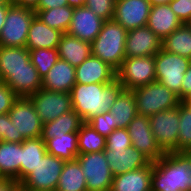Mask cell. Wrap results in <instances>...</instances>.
<instances>
[{
    "label": "cell",
    "mask_w": 191,
    "mask_h": 191,
    "mask_svg": "<svg viewBox=\"0 0 191 191\" xmlns=\"http://www.w3.org/2000/svg\"><path fill=\"white\" fill-rule=\"evenodd\" d=\"M30 60L36 68L39 76L43 79L48 71L54 66L59 59L57 48L45 49L39 48L29 50Z\"/></svg>",
    "instance_id": "36"
},
{
    "label": "cell",
    "mask_w": 191,
    "mask_h": 191,
    "mask_svg": "<svg viewBox=\"0 0 191 191\" xmlns=\"http://www.w3.org/2000/svg\"><path fill=\"white\" fill-rule=\"evenodd\" d=\"M169 5L182 24L191 20V0H172Z\"/></svg>",
    "instance_id": "40"
},
{
    "label": "cell",
    "mask_w": 191,
    "mask_h": 191,
    "mask_svg": "<svg viewBox=\"0 0 191 191\" xmlns=\"http://www.w3.org/2000/svg\"><path fill=\"white\" fill-rule=\"evenodd\" d=\"M47 153L42 138H29L21 143V182L34 170Z\"/></svg>",
    "instance_id": "29"
},
{
    "label": "cell",
    "mask_w": 191,
    "mask_h": 191,
    "mask_svg": "<svg viewBox=\"0 0 191 191\" xmlns=\"http://www.w3.org/2000/svg\"><path fill=\"white\" fill-rule=\"evenodd\" d=\"M151 131L158 145L165 152H177L179 136V105L149 117Z\"/></svg>",
    "instance_id": "11"
},
{
    "label": "cell",
    "mask_w": 191,
    "mask_h": 191,
    "mask_svg": "<svg viewBox=\"0 0 191 191\" xmlns=\"http://www.w3.org/2000/svg\"><path fill=\"white\" fill-rule=\"evenodd\" d=\"M179 116L177 152H191V106L185 101L179 103Z\"/></svg>",
    "instance_id": "35"
},
{
    "label": "cell",
    "mask_w": 191,
    "mask_h": 191,
    "mask_svg": "<svg viewBox=\"0 0 191 191\" xmlns=\"http://www.w3.org/2000/svg\"><path fill=\"white\" fill-rule=\"evenodd\" d=\"M161 48L167 52L191 59V29L182 24L162 40Z\"/></svg>",
    "instance_id": "32"
},
{
    "label": "cell",
    "mask_w": 191,
    "mask_h": 191,
    "mask_svg": "<svg viewBox=\"0 0 191 191\" xmlns=\"http://www.w3.org/2000/svg\"><path fill=\"white\" fill-rule=\"evenodd\" d=\"M68 5L67 0H40L36 10H49Z\"/></svg>",
    "instance_id": "43"
},
{
    "label": "cell",
    "mask_w": 191,
    "mask_h": 191,
    "mask_svg": "<svg viewBox=\"0 0 191 191\" xmlns=\"http://www.w3.org/2000/svg\"><path fill=\"white\" fill-rule=\"evenodd\" d=\"M83 123L82 118L72 109L58 116L53 121L45 122L43 124L41 138L46 142L56 136L78 132Z\"/></svg>",
    "instance_id": "27"
},
{
    "label": "cell",
    "mask_w": 191,
    "mask_h": 191,
    "mask_svg": "<svg viewBox=\"0 0 191 191\" xmlns=\"http://www.w3.org/2000/svg\"><path fill=\"white\" fill-rule=\"evenodd\" d=\"M187 25L190 27L191 29V20L187 23Z\"/></svg>",
    "instance_id": "53"
},
{
    "label": "cell",
    "mask_w": 191,
    "mask_h": 191,
    "mask_svg": "<svg viewBox=\"0 0 191 191\" xmlns=\"http://www.w3.org/2000/svg\"><path fill=\"white\" fill-rule=\"evenodd\" d=\"M18 97H28L42 88L37 70H20L11 73L4 81Z\"/></svg>",
    "instance_id": "26"
},
{
    "label": "cell",
    "mask_w": 191,
    "mask_h": 191,
    "mask_svg": "<svg viewBox=\"0 0 191 191\" xmlns=\"http://www.w3.org/2000/svg\"><path fill=\"white\" fill-rule=\"evenodd\" d=\"M0 178L21 183V143L0 141Z\"/></svg>",
    "instance_id": "24"
},
{
    "label": "cell",
    "mask_w": 191,
    "mask_h": 191,
    "mask_svg": "<svg viewBox=\"0 0 191 191\" xmlns=\"http://www.w3.org/2000/svg\"><path fill=\"white\" fill-rule=\"evenodd\" d=\"M35 13L49 27L66 33L72 21L74 8L66 5L49 10H35Z\"/></svg>",
    "instance_id": "33"
},
{
    "label": "cell",
    "mask_w": 191,
    "mask_h": 191,
    "mask_svg": "<svg viewBox=\"0 0 191 191\" xmlns=\"http://www.w3.org/2000/svg\"><path fill=\"white\" fill-rule=\"evenodd\" d=\"M152 162L145 167L113 176L110 191H151Z\"/></svg>",
    "instance_id": "23"
},
{
    "label": "cell",
    "mask_w": 191,
    "mask_h": 191,
    "mask_svg": "<svg viewBox=\"0 0 191 191\" xmlns=\"http://www.w3.org/2000/svg\"><path fill=\"white\" fill-rule=\"evenodd\" d=\"M116 128H127L137 115L136 99L131 90H123L109 109Z\"/></svg>",
    "instance_id": "28"
},
{
    "label": "cell",
    "mask_w": 191,
    "mask_h": 191,
    "mask_svg": "<svg viewBox=\"0 0 191 191\" xmlns=\"http://www.w3.org/2000/svg\"><path fill=\"white\" fill-rule=\"evenodd\" d=\"M8 114L13 122L15 143H23L25 139L41 137L43 123L28 97H18Z\"/></svg>",
    "instance_id": "5"
},
{
    "label": "cell",
    "mask_w": 191,
    "mask_h": 191,
    "mask_svg": "<svg viewBox=\"0 0 191 191\" xmlns=\"http://www.w3.org/2000/svg\"><path fill=\"white\" fill-rule=\"evenodd\" d=\"M182 25L168 4L152 5L147 21L149 27L161 40Z\"/></svg>",
    "instance_id": "22"
},
{
    "label": "cell",
    "mask_w": 191,
    "mask_h": 191,
    "mask_svg": "<svg viewBox=\"0 0 191 191\" xmlns=\"http://www.w3.org/2000/svg\"><path fill=\"white\" fill-rule=\"evenodd\" d=\"M151 5H157V4H168L172 0H148Z\"/></svg>",
    "instance_id": "50"
},
{
    "label": "cell",
    "mask_w": 191,
    "mask_h": 191,
    "mask_svg": "<svg viewBox=\"0 0 191 191\" xmlns=\"http://www.w3.org/2000/svg\"><path fill=\"white\" fill-rule=\"evenodd\" d=\"M123 90L117 79L111 83H76L70 91L72 109L83 122H88L94 116L108 112Z\"/></svg>",
    "instance_id": "1"
},
{
    "label": "cell",
    "mask_w": 191,
    "mask_h": 191,
    "mask_svg": "<svg viewBox=\"0 0 191 191\" xmlns=\"http://www.w3.org/2000/svg\"><path fill=\"white\" fill-rule=\"evenodd\" d=\"M79 154L104 151L106 137L100 135L89 123L84 122L77 132Z\"/></svg>",
    "instance_id": "34"
},
{
    "label": "cell",
    "mask_w": 191,
    "mask_h": 191,
    "mask_svg": "<svg viewBox=\"0 0 191 191\" xmlns=\"http://www.w3.org/2000/svg\"><path fill=\"white\" fill-rule=\"evenodd\" d=\"M132 145L126 128H116L106 137V149L128 148Z\"/></svg>",
    "instance_id": "39"
},
{
    "label": "cell",
    "mask_w": 191,
    "mask_h": 191,
    "mask_svg": "<svg viewBox=\"0 0 191 191\" xmlns=\"http://www.w3.org/2000/svg\"><path fill=\"white\" fill-rule=\"evenodd\" d=\"M154 60L156 81L177 94L181 101L182 81L184 73L191 65V59L167 52L161 48L154 55Z\"/></svg>",
    "instance_id": "6"
},
{
    "label": "cell",
    "mask_w": 191,
    "mask_h": 191,
    "mask_svg": "<svg viewBox=\"0 0 191 191\" xmlns=\"http://www.w3.org/2000/svg\"><path fill=\"white\" fill-rule=\"evenodd\" d=\"M57 50L59 58L67 61L73 67L79 66L92 54L91 43L78 39L68 33H63Z\"/></svg>",
    "instance_id": "25"
},
{
    "label": "cell",
    "mask_w": 191,
    "mask_h": 191,
    "mask_svg": "<svg viewBox=\"0 0 191 191\" xmlns=\"http://www.w3.org/2000/svg\"><path fill=\"white\" fill-rule=\"evenodd\" d=\"M126 129L132 146L144 154L151 162H156L165 154L154 138L149 117L137 114Z\"/></svg>",
    "instance_id": "13"
},
{
    "label": "cell",
    "mask_w": 191,
    "mask_h": 191,
    "mask_svg": "<svg viewBox=\"0 0 191 191\" xmlns=\"http://www.w3.org/2000/svg\"><path fill=\"white\" fill-rule=\"evenodd\" d=\"M104 21L85 6L74 8L72 21L66 33L92 43L100 33Z\"/></svg>",
    "instance_id": "17"
},
{
    "label": "cell",
    "mask_w": 191,
    "mask_h": 191,
    "mask_svg": "<svg viewBox=\"0 0 191 191\" xmlns=\"http://www.w3.org/2000/svg\"><path fill=\"white\" fill-rule=\"evenodd\" d=\"M75 84V67L60 58L42 79V88L56 92L70 93Z\"/></svg>",
    "instance_id": "20"
},
{
    "label": "cell",
    "mask_w": 191,
    "mask_h": 191,
    "mask_svg": "<svg viewBox=\"0 0 191 191\" xmlns=\"http://www.w3.org/2000/svg\"><path fill=\"white\" fill-rule=\"evenodd\" d=\"M113 176L124 174L145 166L151 161L132 145L128 148L104 149Z\"/></svg>",
    "instance_id": "16"
},
{
    "label": "cell",
    "mask_w": 191,
    "mask_h": 191,
    "mask_svg": "<svg viewBox=\"0 0 191 191\" xmlns=\"http://www.w3.org/2000/svg\"><path fill=\"white\" fill-rule=\"evenodd\" d=\"M8 1H10V0H0V5L5 4Z\"/></svg>",
    "instance_id": "51"
},
{
    "label": "cell",
    "mask_w": 191,
    "mask_h": 191,
    "mask_svg": "<svg viewBox=\"0 0 191 191\" xmlns=\"http://www.w3.org/2000/svg\"><path fill=\"white\" fill-rule=\"evenodd\" d=\"M87 123H89L100 135L105 137L116 129V123L109 111L94 116Z\"/></svg>",
    "instance_id": "38"
},
{
    "label": "cell",
    "mask_w": 191,
    "mask_h": 191,
    "mask_svg": "<svg viewBox=\"0 0 191 191\" xmlns=\"http://www.w3.org/2000/svg\"><path fill=\"white\" fill-rule=\"evenodd\" d=\"M76 160L83 170L87 191H110L113 174L104 151L79 154Z\"/></svg>",
    "instance_id": "10"
},
{
    "label": "cell",
    "mask_w": 191,
    "mask_h": 191,
    "mask_svg": "<svg viewBox=\"0 0 191 191\" xmlns=\"http://www.w3.org/2000/svg\"><path fill=\"white\" fill-rule=\"evenodd\" d=\"M127 30L116 21H104L100 33L91 43L92 55L109 64L116 71L125 56Z\"/></svg>",
    "instance_id": "3"
},
{
    "label": "cell",
    "mask_w": 191,
    "mask_h": 191,
    "mask_svg": "<svg viewBox=\"0 0 191 191\" xmlns=\"http://www.w3.org/2000/svg\"><path fill=\"white\" fill-rule=\"evenodd\" d=\"M55 191H87L83 170L76 159L65 161Z\"/></svg>",
    "instance_id": "31"
},
{
    "label": "cell",
    "mask_w": 191,
    "mask_h": 191,
    "mask_svg": "<svg viewBox=\"0 0 191 191\" xmlns=\"http://www.w3.org/2000/svg\"><path fill=\"white\" fill-rule=\"evenodd\" d=\"M191 152H168L152 162L151 191H189Z\"/></svg>",
    "instance_id": "2"
},
{
    "label": "cell",
    "mask_w": 191,
    "mask_h": 191,
    "mask_svg": "<svg viewBox=\"0 0 191 191\" xmlns=\"http://www.w3.org/2000/svg\"><path fill=\"white\" fill-rule=\"evenodd\" d=\"M5 142H14L13 122L10 120V116L8 113H7V128L5 133Z\"/></svg>",
    "instance_id": "46"
},
{
    "label": "cell",
    "mask_w": 191,
    "mask_h": 191,
    "mask_svg": "<svg viewBox=\"0 0 191 191\" xmlns=\"http://www.w3.org/2000/svg\"><path fill=\"white\" fill-rule=\"evenodd\" d=\"M6 128H7V113L0 114V141H5Z\"/></svg>",
    "instance_id": "48"
},
{
    "label": "cell",
    "mask_w": 191,
    "mask_h": 191,
    "mask_svg": "<svg viewBox=\"0 0 191 191\" xmlns=\"http://www.w3.org/2000/svg\"><path fill=\"white\" fill-rule=\"evenodd\" d=\"M18 96L7 86L0 81V114L9 113L14 101Z\"/></svg>",
    "instance_id": "41"
},
{
    "label": "cell",
    "mask_w": 191,
    "mask_h": 191,
    "mask_svg": "<svg viewBox=\"0 0 191 191\" xmlns=\"http://www.w3.org/2000/svg\"><path fill=\"white\" fill-rule=\"evenodd\" d=\"M137 106V114L151 117L160 111L178 106V95L160 82L154 81L132 90Z\"/></svg>",
    "instance_id": "4"
},
{
    "label": "cell",
    "mask_w": 191,
    "mask_h": 191,
    "mask_svg": "<svg viewBox=\"0 0 191 191\" xmlns=\"http://www.w3.org/2000/svg\"><path fill=\"white\" fill-rule=\"evenodd\" d=\"M185 102L191 106V97H189Z\"/></svg>",
    "instance_id": "52"
},
{
    "label": "cell",
    "mask_w": 191,
    "mask_h": 191,
    "mask_svg": "<svg viewBox=\"0 0 191 191\" xmlns=\"http://www.w3.org/2000/svg\"><path fill=\"white\" fill-rule=\"evenodd\" d=\"M151 6L148 0H116L113 20L127 31L146 26Z\"/></svg>",
    "instance_id": "14"
},
{
    "label": "cell",
    "mask_w": 191,
    "mask_h": 191,
    "mask_svg": "<svg viewBox=\"0 0 191 191\" xmlns=\"http://www.w3.org/2000/svg\"><path fill=\"white\" fill-rule=\"evenodd\" d=\"M41 122H50L72 110L70 93L56 92L40 88L28 96Z\"/></svg>",
    "instance_id": "12"
},
{
    "label": "cell",
    "mask_w": 191,
    "mask_h": 191,
    "mask_svg": "<svg viewBox=\"0 0 191 191\" xmlns=\"http://www.w3.org/2000/svg\"><path fill=\"white\" fill-rule=\"evenodd\" d=\"M40 0H11L12 4L35 11Z\"/></svg>",
    "instance_id": "45"
},
{
    "label": "cell",
    "mask_w": 191,
    "mask_h": 191,
    "mask_svg": "<svg viewBox=\"0 0 191 191\" xmlns=\"http://www.w3.org/2000/svg\"><path fill=\"white\" fill-rule=\"evenodd\" d=\"M47 153L65 161H73L79 155L77 132L56 136L45 142Z\"/></svg>",
    "instance_id": "30"
},
{
    "label": "cell",
    "mask_w": 191,
    "mask_h": 191,
    "mask_svg": "<svg viewBox=\"0 0 191 191\" xmlns=\"http://www.w3.org/2000/svg\"><path fill=\"white\" fill-rule=\"evenodd\" d=\"M116 0H86L84 6L103 20H112Z\"/></svg>",
    "instance_id": "37"
},
{
    "label": "cell",
    "mask_w": 191,
    "mask_h": 191,
    "mask_svg": "<svg viewBox=\"0 0 191 191\" xmlns=\"http://www.w3.org/2000/svg\"><path fill=\"white\" fill-rule=\"evenodd\" d=\"M86 0H67L68 6L72 8L84 7V3Z\"/></svg>",
    "instance_id": "49"
},
{
    "label": "cell",
    "mask_w": 191,
    "mask_h": 191,
    "mask_svg": "<svg viewBox=\"0 0 191 191\" xmlns=\"http://www.w3.org/2000/svg\"><path fill=\"white\" fill-rule=\"evenodd\" d=\"M65 160L46 153L34 170L19 184V190L55 191Z\"/></svg>",
    "instance_id": "7"
},
{
    "label": "cell",
    "mask_w": 191,
    "mask_h": 191,
    "mask_svg": "<svg viewBox=\"0 0 191 191\" xmlns=\"http://www.w3.org/2000/svg\"><path fill=\"white\" fill-rule=\"evenodd\" d=\"M35 11L11 4L0 33V46L25 47Z\"/></svg>",
    "instance_id": "9"
},
{
    "label": "cell",
    "mask_w": 191,
    "mask_h": 191,
    "mask_svg": "<svg viewBox=\"0 0 191 191\" xmlns=\"http://www.w3.org/2000/svg\"><path fill=\"white\" fill-rule=\"evenodd\" d=\"M162 40L147 26L127 31L125 56H154L161 49Z\"/></svg>",
    "instance_id": "15"
},
{
    "label": "cell",
    "mask_w": 191,
    "mask_h": 191,
    "mask_svg": "<svg viewBox=\"0 0 191 191\" xmlns=\"http://www.w3.org/2000/svg\"><path fill=\"white\" fill-rule=\"evenodd\" d=\"M11 4H12V2L10 0V1L6 2L5 4L0 5V33L2 30V27L4 26L6 14H7L8 9Z\"/></svg>",
    "instance_id": "47"
},
{
    "label": "cell",
    "mask_w": 191,
    "mask_h": 191,
    "mask_svg": "<svg viewBox=\"0 0 191 191\" xmlns=\"http://www.w3.org/2000/svg\"><path fill=\"white\" fill-rule=\"evenodd\" d=\"M63 32L53 29L34 16L29 26L26 48L34 50L39 48L54 49L58 47Z\"/></svg>",
    "instance_id": "21"
},
{
    "label": "cell",
    "mask_w": 191,
    "mask_h": 191,
    "mask_svg": "<svg viewBox=\"0 0 191 191\" xmlns=\"http://www.w3.org/2000/svg\"><path fill=\"white\" fill-rule=\"evenodd\" d=\"M19 184L8 178H0V191H19Z\"/></svg>",
    "instance_id": "44"
},
{
    "label": "cell",
    "mask_w": 191,
    "mask_h": 191,
    "mask_svg": "<svg viewBox=\"0 0 191 191\" xmlns=\"http://www.w3.org/2000/svg\"><path fill=\"white\" fill-rule=\"evenodd\" d=\"M116 79L124 90H134L156 81L154 56L125 58L116 71Z\"/></svg>",
    "instance_id": "8"
},
{
    "label": "cell",
    "mask_w": 191,
    "mask_h": 191,
    "mask_svg": "<svg viewBox=\"0 0 191 191\" xmlns=\"http://www.w3.org/2000/svg\"><path fill=\"white\" fill-rule=\"evenodd\" d=\"M189 97H191V65L184 73L181 86V101H186Z\"/></svg>",
    "instance_id": "42"
},
{
    "label": "cell",
    "mask_w": 191,
    "mask_h": 191,
    "mask_svg": "<svg viewBox=\"0 0 191 191\" xmlns=\"http://www.w3.org/2000/svg\"><path fill=\"white\" fill-rule=\"evenodd\" d=\"M20 70H36L26 47L0 46V81L4 82L11 73Z\"/></svg>",
    "instance_id": "19"
},
{
    "label": "cell",
    "mask_w": 191,
    "mask_h": 191,
    "mask_svg": "<svg viewBox=\"0 0 191 191\" xmlns=\"http://www.w3.org/2000/svg\"><path fill=\"white\" fill-rule=\"evenodd\" d=\"M76 83H111L116 79V70L100 58L90 55L75 67Z\"/></svg>",
    "instance_id": "18"
}]
</instances>
